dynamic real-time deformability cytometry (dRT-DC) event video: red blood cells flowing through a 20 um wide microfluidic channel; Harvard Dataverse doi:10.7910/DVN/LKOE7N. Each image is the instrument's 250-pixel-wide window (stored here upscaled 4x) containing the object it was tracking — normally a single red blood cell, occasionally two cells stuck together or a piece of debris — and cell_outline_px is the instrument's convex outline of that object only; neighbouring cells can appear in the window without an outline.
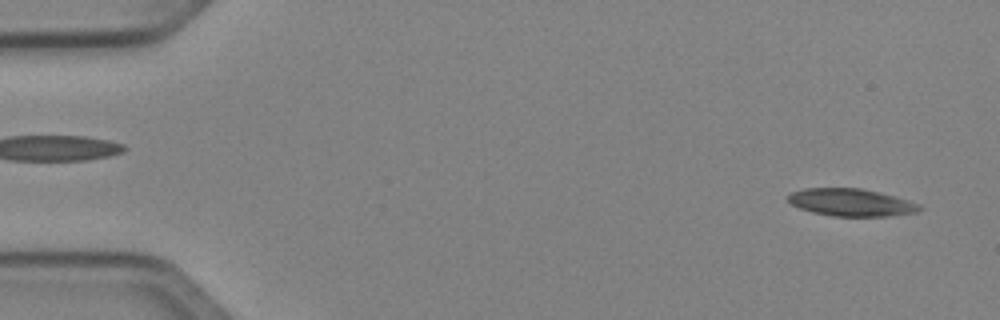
{"species": "Egyptian fruit bat (a non-hibernating species)", "species_latin": "Rousettus aegyptiacus", "temperature_condition": "cold", "stored_images_in_passage": 49, "camera_frame_rate_fps": 3000, "um_per_image_px": 0.085, "animal": {"sex": "female"}, "frame": {"image": 1, "passage_image": 2, "time_ms": 0.333, "image_size_px": [1000, 320], "cell_outline_px": [[920, 208], [916, 212], [888, 216], [832, 216], [812, 212], [800, 208], [792, 204], [788, 200], [788, 196], [792, 192], [804, 188], [860, 188], [880, 192], [908, 200], [920, 204]], "centroid_in_image_um": [72.33, 17.2], "position_along_channel_um": 12.7, "area_um2": 20.87}}
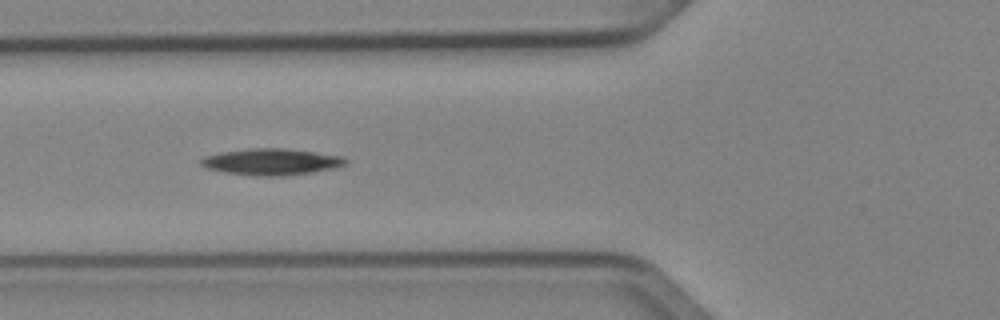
{"frame": {"image": 2, "passage_image": 18, "time_ms": 5.667, "image_size_px": [1000, 320], "cell_outline_px": [[348, 164], [336, 168], [312, 172], [276, 176], [256, 176], [224, 172], [208, 168], [200, 164], [200, 160], [204, 156], [220, 152], [248, 148], [284, 148], [344, 156], [348, 160]], "centroid_in_image_um": [23.09, 13.74], "position_along_channel_um": 102.7, "area_um2": 22.37}}
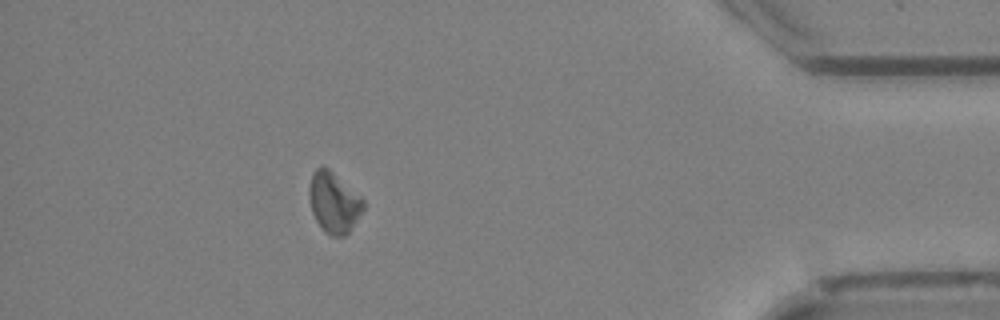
{"frame": {"image": 3, "passage_image": 44, "time_ms": 14.333, "image_size_px": [1000, 320], "cell_outline_px": [[364, 208], [348, 232], [344, 236], [332, 236], [324, 232], [316, 220], [312, 212], [308, 196], [308, 188], [312, 172], [316, 168], [328, 168], [360, 196], [364, 200]], "centroid_in_image_um": [28.34, 17.22], "position_along_channel_um": 406.9, "area_um2": 18.9}, "authors_computed_cell_mechanics": {"area_um2": 20.519, "velocity_mm_per_s": 4.0583, "shape_relaxation_time_tau1_ms": 2.8707, "shape_relaxation_time_tau2_ms": null, "deformation_change_tau1": 0.0652, "deformation_change_tau2": null}}